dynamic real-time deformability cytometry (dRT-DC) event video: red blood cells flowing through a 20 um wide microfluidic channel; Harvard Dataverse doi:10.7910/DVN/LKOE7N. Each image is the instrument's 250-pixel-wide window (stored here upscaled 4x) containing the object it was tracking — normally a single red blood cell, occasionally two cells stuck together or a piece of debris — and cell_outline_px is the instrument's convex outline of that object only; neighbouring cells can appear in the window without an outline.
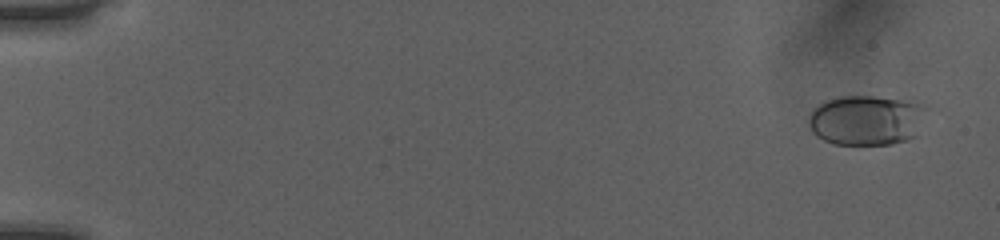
{"species": "human", "species_latin": "Homo sapiens", "temperature_condition": "room temperature", "stored_images_in_passage": 52, "camera_frame_rate_fps": 3000, "um_per_image_px": 0.085, "donor": {"sex": "female"}, "frame": {"image": 1, "passage_image": 3, "time_ms": 0.667, "image_size_px": [1000, 240], "cell_outline_px": [[928, 108], [916, 136], [908, 140], [892, 144], [832, 144], [816, 136], [812, 132], [808, 124], [808, 116], [824, 100], [840, 96], [872, 96], [900, 100], [916, 104]], "centroid_in_image_um": [73.62, 10.23], "position_along_channel_um": 11.4, "area_um2": 34.33}}
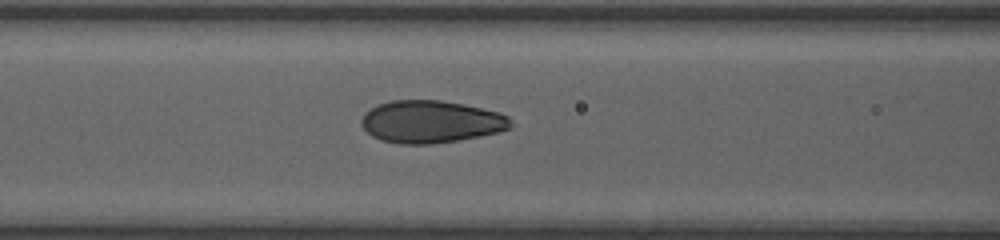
{"frame": {"image": 2, "passage_image": 24, "time_ms": 7.667, "image_size_px": [1000, 240], "cell_outline_px": [[512, 128], [500, 132], [480, 136], [456, 140], [428, 144], [400, 144], [380, 140], [372, 136], [360, 124], [360, 120], [364, 112], [376, 104], [392, 100], [440, 100], [464, 104], [500, 112], [508, 116], [512, 120]], "centroid_in_image_um": [36.62, 10.34], "position_along_channel_um": 130.0, "area_um2": 37.22}}
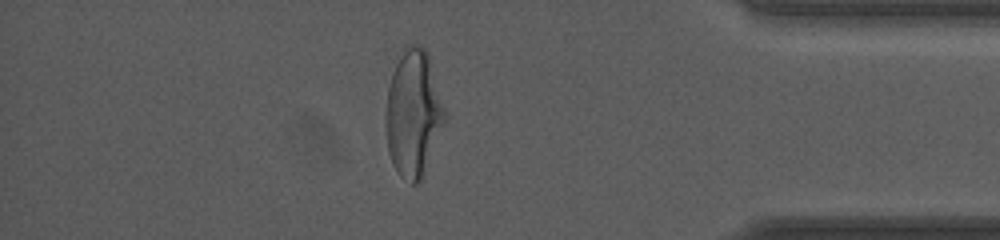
{"frame": {"image": 3, "passage_image": 46, "time_ms": 15.0, "image_size_px": [1000, 240], "cell_outline_px": [[444, 120], [420, 180], [416, 184], [412, 184], [400, 176], [396, 172], [392, 164], [388, 152], [384, 120], [384, 116], [388, 88], [392, 72], [404, 44], [416, 44], [424, 48], [428, 52], [444, 108]], "centroid_in_image_um": [35.07, 9.59], "position_along_channel_um": 400.1, "area_um2": 43.12}, "authors_computed_cell_mechanics": {"area_um2": 36.7319, "velocity_mm_per_s": 4.0601, "shape_relaxation_time_tau1_ms": 4.1341, "shape_relaxation_time_tau2_ms": null, "deformation_change_tau1": 0.1661, "deformation_change_tau2": null}}